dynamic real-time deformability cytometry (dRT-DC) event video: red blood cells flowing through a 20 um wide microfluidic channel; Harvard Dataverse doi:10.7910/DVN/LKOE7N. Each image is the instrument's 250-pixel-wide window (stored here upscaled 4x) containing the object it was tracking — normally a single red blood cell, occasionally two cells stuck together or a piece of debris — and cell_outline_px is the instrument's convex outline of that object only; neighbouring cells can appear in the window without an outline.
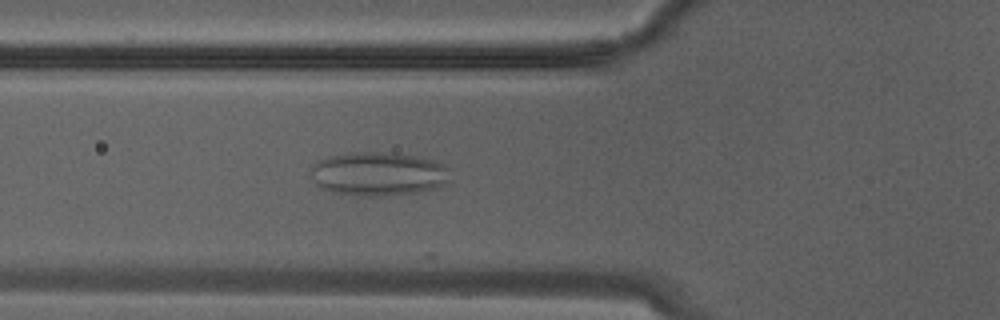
{"species": "Egyptian fruit bat (a non-hibernating species)", "species_latin": "Rousettus aegyptiacus", "temperature_condition": "warm", "stored_images_in_passage": 11, "camera_frame_rate_fps": 3000, "um_per_image_px": 0.085, "animal": {"sex": "male"}, "frame": {"image": 1, "passage_image": 8, "time_ms": 2.333, "image_size_px": [1000, 320], "cell_outline_px": [[448, 184], [440, 188], [416, 192], [380, 196], [356, 196], [332, 192], [320, 188], [316, 184], [308, 172], [312, 164], [316, 160], [328, 156], [352, 152], [388, 152], [416, 156], [448, 164]], "centroid_in_image_um": [32.13, 14.78], "position_along_channel_um": 93.7, "area_um2": 36.3}}